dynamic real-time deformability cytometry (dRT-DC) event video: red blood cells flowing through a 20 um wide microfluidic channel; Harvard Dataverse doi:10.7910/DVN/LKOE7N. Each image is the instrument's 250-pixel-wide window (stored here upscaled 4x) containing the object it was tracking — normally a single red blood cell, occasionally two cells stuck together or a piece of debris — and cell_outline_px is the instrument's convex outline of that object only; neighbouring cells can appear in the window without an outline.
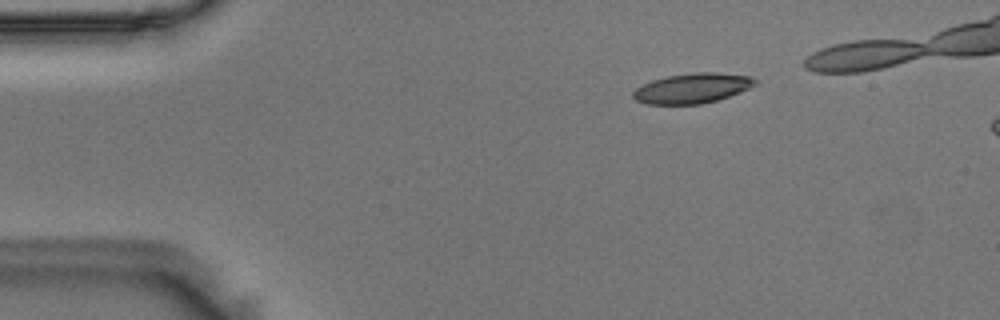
{"species": "Egyptian fruit bat (a non-hibernating species)", "species_latin": "Rousettus aegyptiacus", "temperature_condition": "room temperature", "stored_images_in_passage": 6, "camera_frame_rate_fps": 3000, "um_per_image_px": 0.085, "animal": {"sex": "male"}, "frame": {"image": 1, "passage_image": 1, "time_ms": 0.0, "image_size_px": [1000, 320], "cell_outline_px": [[760, 84], [740, 92], [716, 100], [700, 104], [648, 104], [636, 100], [632, 96], [632, 92], [636, 88], [652, 80], [668, 76], [696, 72], [716, 72], [752, 76]], "centroid_in_image_um": [58.89, 7.49], "position_along_channel_um": 26.1, "area_um2": 21.33}}